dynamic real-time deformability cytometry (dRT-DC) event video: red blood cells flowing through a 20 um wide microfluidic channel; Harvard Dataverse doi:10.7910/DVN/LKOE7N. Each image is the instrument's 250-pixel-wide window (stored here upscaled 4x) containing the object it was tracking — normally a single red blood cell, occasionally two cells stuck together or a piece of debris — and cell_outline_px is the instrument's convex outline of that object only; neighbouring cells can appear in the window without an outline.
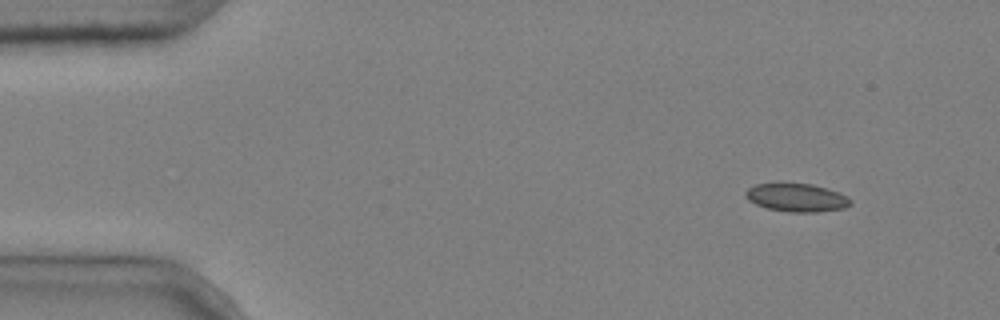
{"species": "common noctule bat (a hibernating species)", "species_latin": "Nyctalus noctula", "temperature_condition": "cold", "stored_images_in_passage": 5, "camera_frame_rate_fps": 3000, "um_per_image_px": 0.085, "animal": {"sex": "male", "body_mass_g": 20.4}, "frame": {"image": 1, "passage_image": 1, "time_ms": 0.0, "image_size_px": [1000, 320], "cell_outline_px": [[852, 204], [844, 208], [816, 212], [788, 212], [768, 208], [756, 204], [748, 200], [744, 196], [744, 192], [748, 188], [756, 184], [776, 180], [812, 184], [840, 192], [848, 196], [852, 200]], "centroid_in_image_um": [67.68, 16.74], "position_along_channel_um": 17.3, "area_um2": 18.03}}